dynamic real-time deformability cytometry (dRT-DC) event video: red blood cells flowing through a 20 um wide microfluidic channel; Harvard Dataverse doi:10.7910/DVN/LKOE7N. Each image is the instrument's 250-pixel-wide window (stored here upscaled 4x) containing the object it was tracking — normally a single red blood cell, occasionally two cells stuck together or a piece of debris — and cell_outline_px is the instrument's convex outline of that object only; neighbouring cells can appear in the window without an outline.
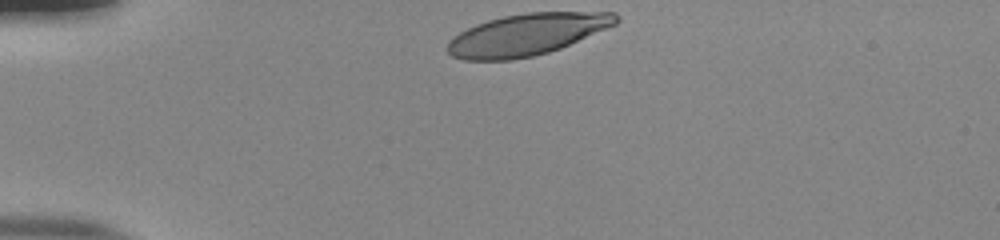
{"species": "human", "species_latin": "Homo sapiens", "temperature_condition": "room temperature", "stored_images_in_passage": 33, "camera_frame_rate_fps": 3000, "um_per_image_px": 0.085, "donor": {"sex": "male"}, "frame": {"image": 1, "passage_image": 1, "time_ms": 0.0, "image_size_px": [1000, 240], "cell_outline_px": [[620, 20], [616, 24], [560, 48], [548, 52], [532, 56], [512, 60], [464, 60], [452, 56], [444, 48], [448, 40], [460, 32], [476, 24], [488, 20], [504, 16], [528, 12], [616, 12], [620, 16]], "centroid_in_image_um": [44.76, 2.93], "position_along_channel_um": 40.2, "area_um2": 40.92}}
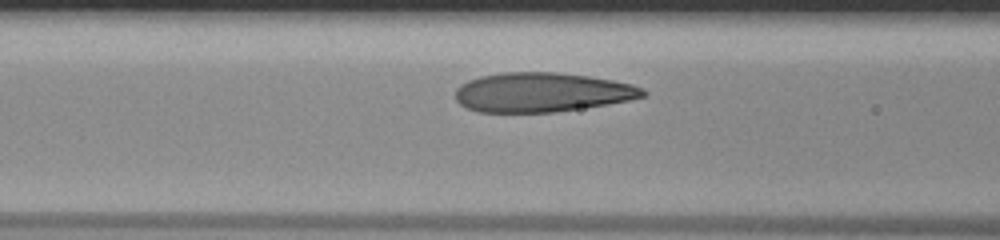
{"frame": {"image": 2, "passage_image": 11, "time_ms": 3.333, "image_size_px": [1000, 240], "cell_outline_px": [[648, 96], [608, 104], [556, 112], [480, 112], [468, 108], [460, 104], [456, 100], [456, 88], [460, 84], [468, 80], [480, 76], [504, 72], [556, 72], [588, 76], [612, 80], [632, 84], [644, 88], [648, 92]], "centroid_in_image_um": [46.08, 7.84], "position_along_channel_um": 120.5, "area_um2": 43.18}}
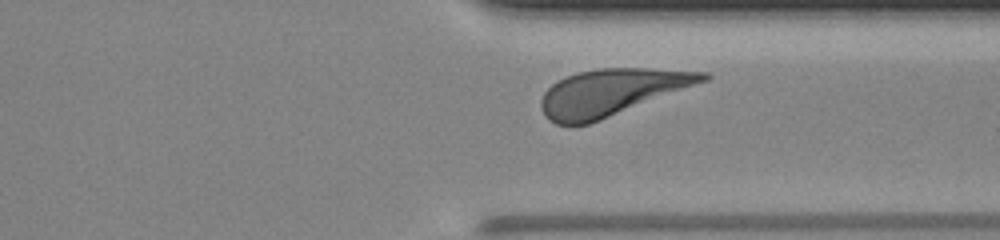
{"frame": {"image": 3, "passage_image": 30, "time_ms": 9.667, "image_size_px": [1000, 240], "cell_outline_px": [[712, 76], [708, 80], [600, 120], [588, 124], [556, 124], [548, 120], [544, 116], [540, 108], [540, 100], [544, 92], [552, 84], [576, 72], [600, 68], [648, 68], [708, 72]], "centroid_in_image_um": [51.96, 7.84], "position_along_channel_um": 359.4, "area_um2": 43.64}, "authors_computed_cell_mechanics": {"area_um2": 43.4078, "velocity_mm_per_s": 3.775, "shape_relaxation_time_tau1_ms": 2.759, "shape_relaxation_time_tau2_ms": 1.1573, "deformation_change_tau1": 0.1651, "deformation_change_tau2": 0.0846}}